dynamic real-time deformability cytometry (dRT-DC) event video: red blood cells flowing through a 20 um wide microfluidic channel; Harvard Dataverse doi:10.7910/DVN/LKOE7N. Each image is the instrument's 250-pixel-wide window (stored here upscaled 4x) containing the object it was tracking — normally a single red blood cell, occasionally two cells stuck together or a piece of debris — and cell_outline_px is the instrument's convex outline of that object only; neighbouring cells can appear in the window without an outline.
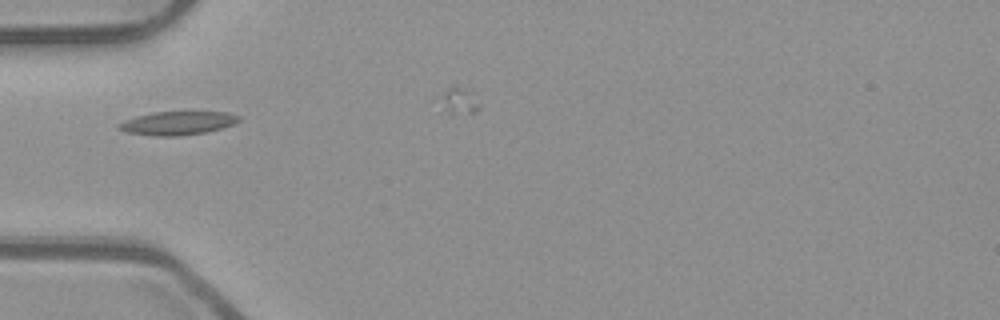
{"species": "common noctule bat (a hibernating species)", "species_latin": "Nyctalus noctula", "temperature_condition": "room temperature", "stored_images_in_passage": 22, "camera_frame_rate_fps": 3000, "um_per_image_px": 0.085, "animal": {"sex": "male", "body_mass_g": 23.1, "forearm_length_mm": 52.7}, "frame": {"image": 1, "passage_image": 1, "time_ms": 0.0, "image_size_px": [1000, 320], "cell_outline_px": [[240, 120], [232, 124], [220, 128], [204, 132], [176, 136], [156, 136], [128, 132], [116, 128], [116, 124], [124, 120], [136, 116], [152, 112], [228, 112], [240, 116]], "centroid_in_image_um": [15.04, 10.45], "position_along_channel_um": 70.0, "area_um2": 16.3}}